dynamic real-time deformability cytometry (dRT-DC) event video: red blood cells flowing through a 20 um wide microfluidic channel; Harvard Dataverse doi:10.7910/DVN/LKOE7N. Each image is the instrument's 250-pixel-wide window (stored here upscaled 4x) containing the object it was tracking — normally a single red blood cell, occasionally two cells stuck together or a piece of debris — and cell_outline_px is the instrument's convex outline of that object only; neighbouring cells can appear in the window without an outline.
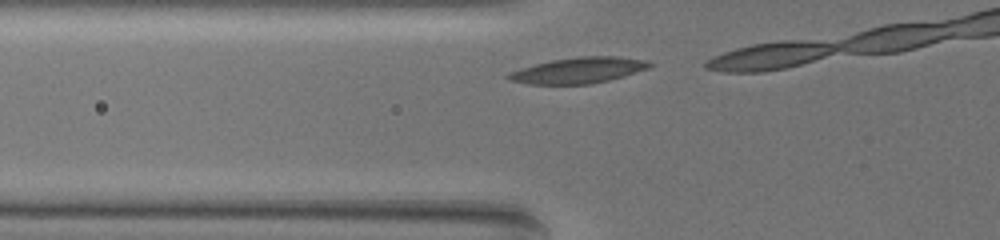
{"species": "common noctule bat (a hibernating species)", "species_latin": "Nyctalus noctula", "temperature_condition": "warm", "stored_images_in_passage": 6, "camera_frame_rate_fps": 3000, "um_per_image_px": 0.085, "animal": {"sex": "female", "body_mass_g": 19.5, "forearm_length_mm": 54.1}, "frame": {"image": 1, "passage_image": 2, "time_ms": 0.333, "image_size_px": [1000, 240], "cell_outline_px": [[652, 64], [648, 68], [624, 76], [608, 80], [588, 84], [528, 84], [508, 80], [504, 76], [508, 72], [520, 68], [552, 60], [580, 56], [616, 56], [648, 60]], "centroid_in_image_um": [49.13, 5.97], "position_along_channel_um": 76.7, "area_um2": 21.27}}
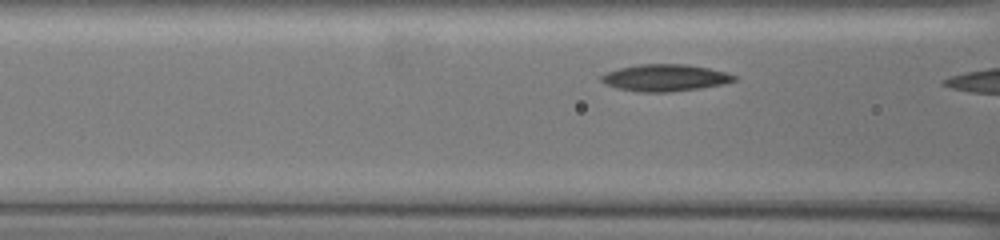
{"frame": {"image": 2, "passage_image": 5, "time_ms": 1.333, "image_size_px": [1000, 240], "cell_outline_px": [[736, 80], [724, 84], [700, 88], [668, 92], [640, 92], [616, 88], [604, 84], [600, 80], [600, 76], [608, 72], [620, 68], [636, 64], [688, 64], [708, 68], [724, 72], [736, 76]], "centroid_in_image_um": [56.5, 6.61], "position_along_channel_um": 110.1, "area_um2": 20.81}}